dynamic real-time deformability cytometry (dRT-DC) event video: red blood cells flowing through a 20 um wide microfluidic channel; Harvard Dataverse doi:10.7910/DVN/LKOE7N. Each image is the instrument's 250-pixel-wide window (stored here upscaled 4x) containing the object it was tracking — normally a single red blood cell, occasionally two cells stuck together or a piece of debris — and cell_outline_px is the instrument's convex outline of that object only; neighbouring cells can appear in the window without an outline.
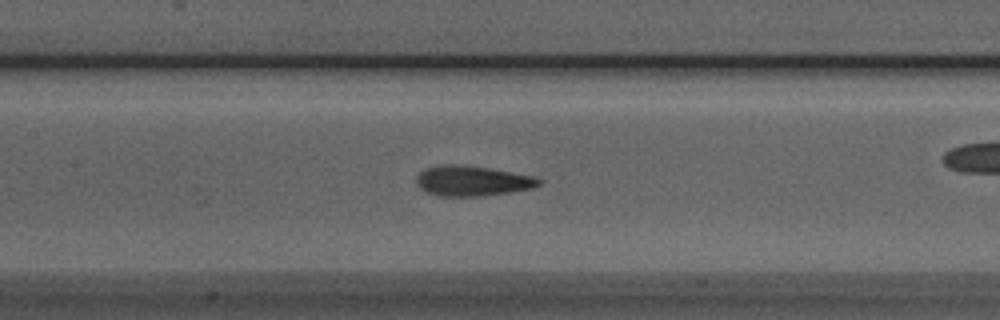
{"species": "Egyptian fruit bat (a non-hibernating species)", "species_latin": "Rousettus aegyptiacus", "temperature_condition": "room temperature", "stored_images_in_passage": 51, "camera_frame_rate_fps": 3000, "um_per_image_px": 0.085, "animal": {"sex": "male"}, "frame": {"image": 1, "passage_image": 22, "time_ms": 7.0, "image_size_px": [1000, 320], "cell_outline_px": [[544, 180], [540, 184], [532, 188], [508, 192], [480, 196], [440, 196], [428, 192], [420, 188], [416, 184], [416, 176], [424, 168], [440, 164], [460, 164], [488, 168], [536, 176]], "centroid_in_image_um": [40.13, 15.36], "position_along_channel_um": 167.3, "area_um2": 21.68}}
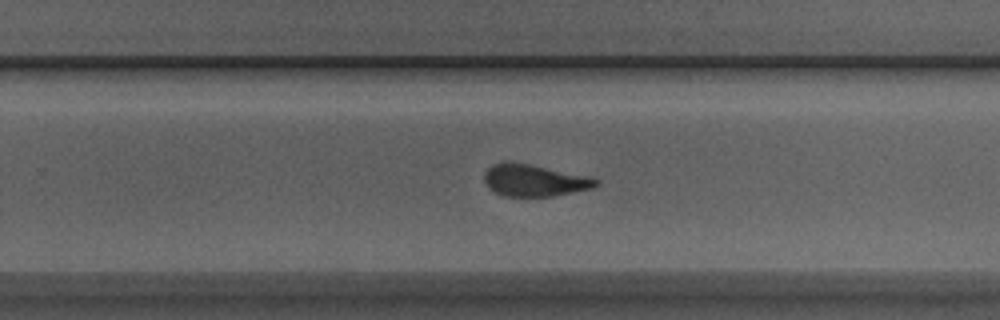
{"frame": {"image": 2, "passage_image": 31, "time_ms": 10.0, "image_size_px": [1000, 320], "cell_outline_px": [[600, 184], [592, 188], [552, 196], [504, 196], [488, 188], [484, 180], [484, 172], [492, 164], [528, 164], [592, 176], [600, 180]], "centroid_in_image_um": [45.48, 15.35], "position_along_channel_um": 284.3, "area_um2": 20.46}}
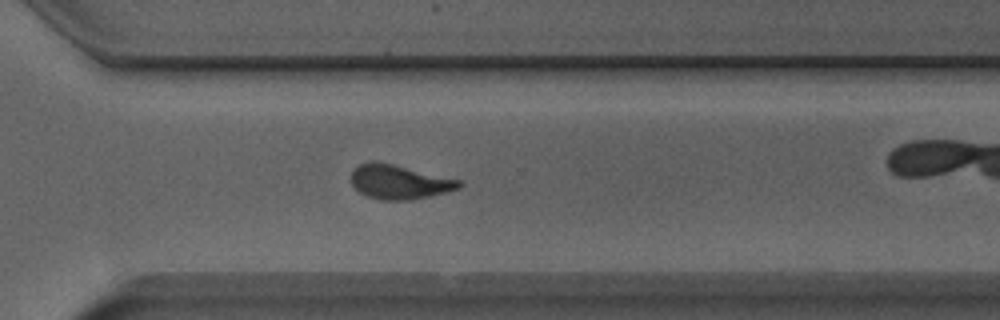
{"frame": {"image": 3, "passage_image": 35, "time_ms": 11.333, "image_size_px": [1000, 320], "cell_outline_px": [[464, 184], [460, 188], [412, 200], [380, 200], [368, 196], [360, 192], [352, 184], [352, 172], [360, 164], [392, 164], [460, 180]], "centroid_in_image_um": [33.98, 15.5], "position_along_channel_um": 336.6, "area_um2": 20.75}, "authors_computed_cell_mechanics": {"area_um2": 21.386, "velocity_mm_per_s": 3.9214, "shape_relaxation_time_tau1_ms": 9.4572, "shape_relaxation_time_tau2_ms": 1.6366, "deformation_change_tau1": 0.2546, "deformation_change_tau2": 0.1003}}